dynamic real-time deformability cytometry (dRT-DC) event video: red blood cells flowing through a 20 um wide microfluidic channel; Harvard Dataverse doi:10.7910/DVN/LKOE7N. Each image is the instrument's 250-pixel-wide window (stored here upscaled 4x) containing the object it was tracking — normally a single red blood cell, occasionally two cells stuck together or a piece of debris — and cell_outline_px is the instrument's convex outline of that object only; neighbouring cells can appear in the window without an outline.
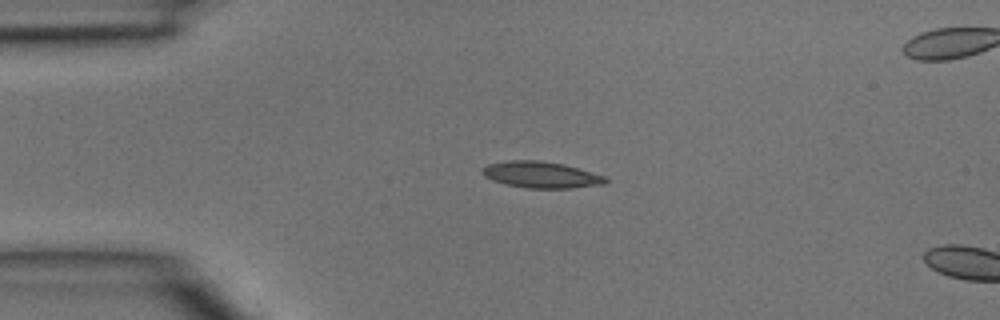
{"species": "common noctule bat (a hibernating species)", "species_latin": "Nyctalus noctula", "temperature_condition": "room temperature", "stored_images_in_passage": 2, "camera_frame_rate_fps": 3000, "um_per_image_px": 0.085, "animal": {"sex": "male", "body_mass_g": 15.6}, "frame": {"image": 1, "passage_image": 1, "time_ms": 0.0, "image_size_px": [1000, 320], "cell_outline_px": [[608, 180], [604, 184], [572, 188], [528, 188], [504, 184], [492, 180], [484, 176], [480, 172], [480, 168], [488, 164], [508, 160], [540, 160], [564, 164], [604, 176]], "centroid_in_image_um": [45.93, 14.85], "position_along_channel_um": 39.1, "area_um2": 19.02}}